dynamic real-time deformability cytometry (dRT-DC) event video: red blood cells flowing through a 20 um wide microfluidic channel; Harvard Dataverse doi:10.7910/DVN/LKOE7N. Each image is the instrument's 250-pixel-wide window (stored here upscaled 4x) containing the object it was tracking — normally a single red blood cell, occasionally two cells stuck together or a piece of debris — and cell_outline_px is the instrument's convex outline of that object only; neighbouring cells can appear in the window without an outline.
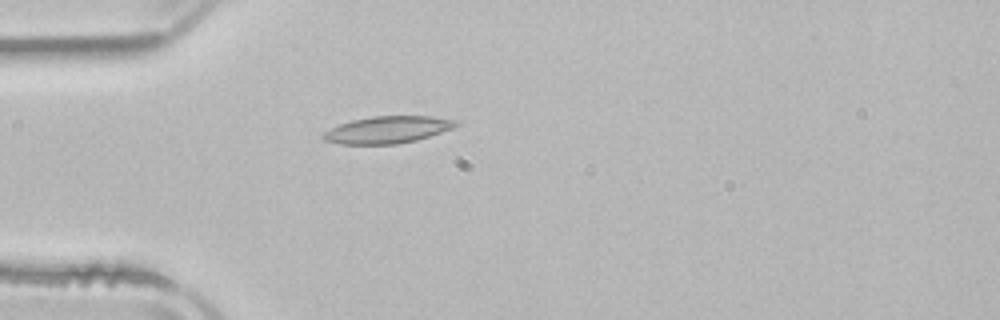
{"species": "common noctule bat (a hibernating species)", "species_latin": "Nyctalus noctula", "temperature_condition": "room temperature", "stored_images_in_passage": 33, "camera_frame_rate_fps": 3000, "um_per_image_px": 0.085, "animal": {"sex": "male", "body_mass_g": 21.5, "forearm_length_mm": 52.0}, "frame": {"image": 1, "passage_image": 1, "time_ms": 0.0, "image_size_px": [1000, 320], "cell_outline_px": [[460, 124], [452, 128], [416, 140], [396, 144], [340, 144], [324, 140], [320, 136], [324, 132], [340, 124], [352, 120], [372, 116], [428, 116], [460, 120]], "centroid_in_image_um": [32.94, 11.02], "position_along_channel_um": 52.1, "area_um2": 20.81}}
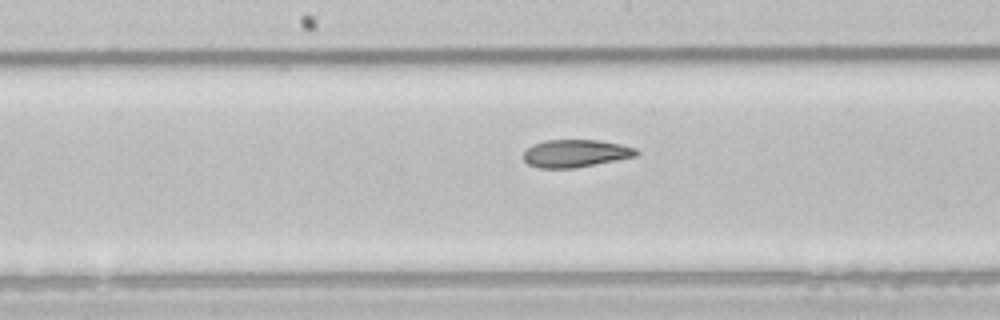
{"frame": {"image": 2, "passage_image": 13, "time_ms": 4.0, "image_size_px": [1000, 320], "cell_outline_px": [[640, 152], [636, 156], [576, 168], [536, 168], [528, 164], [524, 160], [524, 152], [532, 144], [544, 140], [600, 140], [620, 144], [636, 148]], "centroid_in_image_um": [48.91, 13.04], "position_along_channel_um": 199.3, "area_um2": 18.26}}
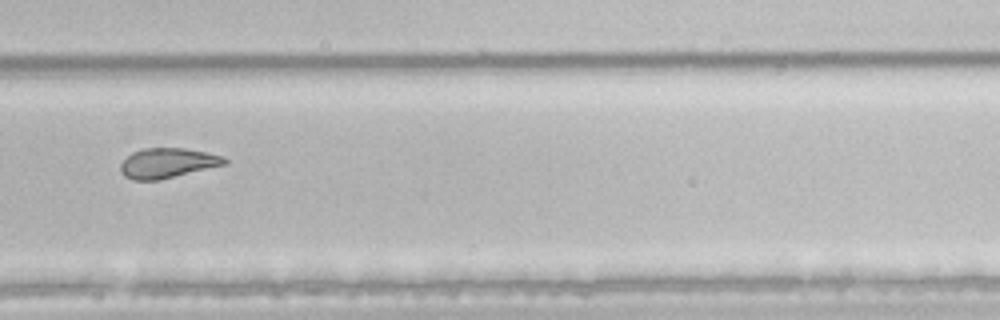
{"frame": {"image": 3, "passage_image": 22, "time_ms": 7.0, "image_size_px": [1000, 320], "cell_outline_px": [[228, 164], [160, 180], [132, 180], [124, 176], [120, 172], [120, 164], [132, 152], [144, 148], [184, 148], [208, 152], [224, 156], [228, 160]], "centroid_in_image_um": [14.27, 13.86], "position_along_channel_um": 315.5, "area_um2": 18.38}, "authors_computed_cell_mechanics": {"area_um2": 18.7272, "velocity_mm_per_s": 3.8986, "shape_relaxation_time_tau1_ms": null, "shape_relaxation_time_tau2_ms": 3.5006, "deformation_change_tau1": null, "deformation_change_tau2": 0.0905}}